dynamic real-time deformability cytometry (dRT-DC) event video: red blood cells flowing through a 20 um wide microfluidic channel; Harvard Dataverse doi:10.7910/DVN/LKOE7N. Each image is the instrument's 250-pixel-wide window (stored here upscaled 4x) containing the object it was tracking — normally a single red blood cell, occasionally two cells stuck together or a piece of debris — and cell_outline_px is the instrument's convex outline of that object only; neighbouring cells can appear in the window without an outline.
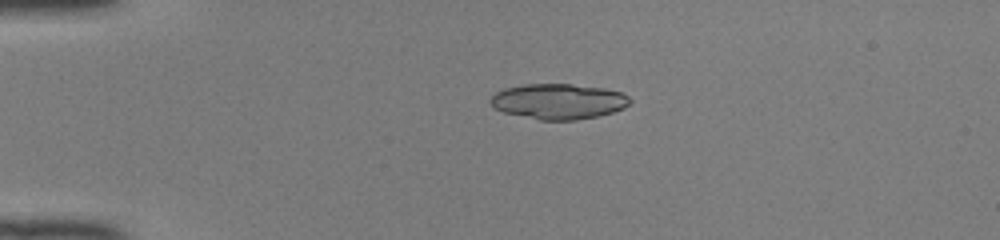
{"species": "common noctule bat (a hibernating species)", "species_latin": "Nyctalus noctula", "temperature_condition": "room temperature", "stored_images_in_passage": 38, "camera_frame_rate_fps": 3000, "um_per_image_px": 0.085, "animal": {"sex": "female", "body_mass_g": 22.0, "forearm_length_mm": 56.7}, "frame": {"image": 1, "passage_image": 1, "time_ms": 0.0, "image_size_px": [1000, 240], "cell_outline_px": [[632, 100], [624, 108], [612, 112], [596, 116], [576, 120], [540, 120], [504, 112], [492, 108], [488, 100], [496, 92], [504, 88], [524, 84], [572, 84], [604, 88], [620, 92], [628, 96]], "centroid_in_image_um": [47.43, 8.61], "position_along_channel_um": 37.6, "area_um2": 28.84}}